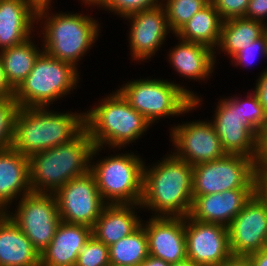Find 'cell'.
<instances>
[{
    "mask_svg": "<svg viewBox=\"0 0 267 266\" xmlns=\"http://www.w3.org/2000/svg\"><path fill=\"white\" fill-rule=\"evenodd\" d=\"M141 210L140 204H107L92 227V236L107 246L118 242L141 226Z\"/></svg>",
    "mask_w": 267,
    "mask_h": 266,
    "instance_id": "obj_23",
    "label": "cell"
},
{
    "mask_svg": "<svg viewBox=\"0 0 267 266\" xmlns=\"http://www.w3.org/2000/svg\"><path fill=\"white\" fill-rule=\"evenodd\" d=\"M61 221L94 226L107 203L91 171L72 178L55 193Z\"/></svg>",
    "mask_w": 267,
    "mask_h": 266,
    "instance_id": "obj_12",
    "label": "cell"
},
{
    "mask_svg": "<svg viewBox=\"0 0 267 266\" xmlns=\"http://www.w3.org/2000/svg\"><path fill=\"white\" fill-rule=\"evenodd\" d=\"M253 160L256 171L267 170V121L257 132L256 152Z\"/></svg>",
    "mask_w": 267,
    "mask_h": 266,
    "instance_id": "obj_36",
    "label": "cell"
},
{
    "mask_svg": "<svg viewBox=\"0 0 267 266\" xmlns=\"http://www.w3.org/2000/svg\"><path fill=\"white\" fill-rule=\"evenodd\" d=\"M80 70L43 51L30 74L15 90L13 98L23 108L50 107L77 91L83 76Z\"/></svg>",
    "mask_w": 267,
    "mask_h": 266,
    "instance_id": "obj_8",
    "label": "cell"
},
{
    "mask_svg": "<svg viewBox=\"0 0 267 266\" xmlns=\"http://www.w3.org/2000/svg\"><path fill=\"white\" fill-rule=\"evenodd\" d=\"M140 266H170L166 261L149 255Z\"/></svg>",
    "mask_w": 267,
    "mask_h": 266,
    "instance_id": "obj_45",
    "label": "cell"
},
{
    "mask_svg": "<svg viewBox=\"0 0 267 266\" xmlns=\"http://www.w3.org/2000/svg\"><path fill=\"white\" fill-rule=\"evenodd\" d=\"M255 194L258 195L267 205V170L256 171Z\"/></svg>",
    "mask_w": 267,
    "mask_h": 266,
    "instance_id": "obj_39",
    "label": "cell"
},
{
    "mask_svg": "<svg viewBox=\"0 0 267 266\" xmlns=\"http://www.w3.org/2000/svg\"><path fill=\"white\" fill-rule=\"evenodd\" d=\"M233 256H248L267 246V205L255 193L228 226Z\"/></svg>",
    "mask_w": 267,
    "mask_h": 266,
    "instance_id": "obj_14",
    "label": "cell"
},
{
    "mask_svg": "<svg viewBox=\"0 0 267 266\" xmlns=\"http://www.w3.org/2000/svg\"><path fill=\"white\" fill-rule=\"evenodd\" d=\"M181 122L168 128L171 152L177 158L194 166L226 155L209 118Z\"/></svg>",
    "mask_w": 267,
    "mask_h": 266,
    "instance_id": "obj_11",
    "label": "cell"
},
{
    "mask_svg": "<svg viewBox=\"0 0 267 266\" xmlns=\"http://www.w3.org/2000/svg\"><path fill=\"white\" fill-rule=\"evenodd\" d=\"M37 12L24 0H0V51L35 35Z\"/></svg>",
    "mask_w": 267,
    "mask_h": 266,
    "instance_id": "obj_22",
    "label": "cell"
},
{
    "mask_svg": "<svg viewBox=\"0 0 267 266\" xmlns=\"http://www.w3.org/2000/svg\"><path fill=\"white\" fill-rule=\"evenodd\" d=\"M169 152L151 165L144 162L140 205L150 216L186 217L193 203V166Z\"/></svg>",
    "mask_w": 267,
    "mask_h": 266,
    "instance_id": "obj_1",
    "label": "cell"
},
{
    "mask_svg": "<svg viewBox=\"0 0 267 266\" xmlns=\"http://www.w3.org/2000/svg\"><path fill=\"white\" fill-rule=\"evenodd\" d=\"M252 91L257 95L260 104L263 106L264 113L267 116V66L258 74Z\"/></svg>",
    "mask_w": 267,
    "mask_h": 266,
    "instance_id": "obj_38",
    "label": "cell"
},
{
    "mask_svg": "<svg viewBox=\"0 0 267 266\" xmlns=\"http://www.w3.org/2000/svg\"><path fill=\"white\" fill-rule=\"evenodd\" d=\"M14 93L15 90L6 79L5 70L0 58V99L11 98L14 96Z\"/></svg>",
    "mask_w": 267,
    "mask_h": 266,
    "instance_id": "obj_40",
    "label": "cell"
},
{
    "mask_svg": "<svg viewBox=\"0 0 267 266\" xmlns=\"http://www.w3.org/2000/svg\"><path fill=\"white\" fill-rule=\"evenodd\" d=\"M239 96V114L241 120L246 123L256 134L267 121L263 106L257 95L252 91L247 92L245 97Z\"/></svg>",
    "mask_w": 267,
    "mask_h": 266,
    "instance_id": "obj_30",
    "label": "cell"
},
{
    "mask_svg": "<svg viewBox=\"0 0 267 266\" xmlns=\"http://www.w3.org/2000/svg\"><path fill=\"white\" fill-rule=\"evenodd\" d=\"M95 145L86 129L65 144L29 157V183L34 193H55L72 178L90 171Z\"/></svg>",
    "mask_w": 267,
    "mask_h": 266,
    "instance_id": "obj_6",
    "label": "cell"
},
{
    "mask_svg": "<svg viewBox=\"0 0 267 266\" xmlns=\"http://www.w3.org/2000/svg\"><path fill=\"white\" fill-rule=\"evenodd\" d=\"M244 18L267 26V0H250Z\"/></svg>",
    "mask_w": 267,
    "mask_h": 266,
    "instance_id": "obj_37",
    "label": "cell"
},
{
    "mask_svg": "<svg viewBox=\"0 0 267 266\" xmlns=\"http://www.w3.org/2000/svg\"><path fill=\"white\" fill-rule=\"evenodd\" d=\"M19 107L11 147L26 157L75 139L85 129V110Z\"/></svg>",
    "mask_w": 267,
    "mask_h": 266,
    "instance_id": "obj_3",
    "label": "cell"
},
{
    "mask_svg": "<svg viewBox=\"0 0 267 266\" xmlns=\"http://www.w3.org/2000/svg\"><path fill=\"white\" fill-rule=\"evenodd\" d=\"M252 266H267V246L258 252L248 255Z\"/></svg>",
    "mask_w": 267,
    "mask_h": 266,
    "instance_id": "obj_41",
    "label": "cell"
},
{
    "mask_svg": "<svg viewBox=\"0 0 267 266\" xmlns=\"http://www.w3.org/2000/svg\"><path fill=\"white\" fill-rule=\"evenodd\" d=\"M254 193L255 188H237L221 193L194 196L189 216L199 222L228 227Z\"/></svg>",
    "mask_w": 267,
    "mask_h": 266,
    "instance_id": "obj_18",
    "label": "cell"
},
{
    "mask_svg": "<svg viewBox=\"0 0 267 266\" xmlns=\"http://www.w3.org/2000/svg\"><path fill=\"white\" fill-rule=\"evenodd\" d=\"M173 37L178 42L169 48L166 61L176 71L175 74L185 78V81L208 82L217 69L214 50L200 43L182 40L175 35Z\"/></svg>",
    "mask_w": 267,
    "mask_h": 266,
    "instance_id": "obj_19",
    "label": "cell"
},
{
    "mask_svg": "<svg viewBox=\"0 0 267 266\" xmlns=\"http://www.w3.org/2000/svg\"><path fill=\"white\" fill-rule=\"evenodd\" d=\"M115 90L85 109V129L95 146L126 149L153 126Z\"/></svg>",
    "mask_w": 267,
    "mask_h": 266,
    "instance_id": "obj_5",
    "label": "cell"
},
{
    "mask_svg": "<svg viewBox=\"0 0 267 266\" xmlns=\"http://www.w3.org/2000/svg\"><path fill=\"white\" fill-rule=\"evenodd\" d=\"M117 88L131 107L143 115L151 125L162 119L193 113L202 107L203 98L185 83L146 77L126 80ZM184 84V85H183ZM200 96V97H199ZM202 102V103H201ZM161 119V120H160ZM156 123V124H155Z\"/></svg>",
    "mask_w": 267,
    "mask_h": 266,
    "instance_id": "obj_4",
    "label": "cell"
},
{
    "mask_svg": "<svg viewBox=\"0 0 267 266\" xmlns=\"http://www.w3.org/2000/svg\"><path fill=\"white\" fill-rule=\"evenodd\" d=\"M18 109L19 106L13 97L0 99V150L12 145Z\"/></svg>",
    "mask_w": 267,
    "mask_h": 266,
    "instance_id": "obj_31",
    "label": "cell"
},
{
    "mask_svg": "<svg viewBox=\"0 0 267 266\" xmlns=\"http://www.w3.org/2000/svg\"><path fill=\"white\" fill-rule=\"evenodd\" d=\"M170 266H200L198 264H195L192 260L189 258H186L182 261H178L176 263L170 264Z\"/></svg>",
    "mask_w": 267,
    "mask_h": 266,
    "instance_id": "obj_46",
    "label": "cell"
},
{
    "mask_svg": "<svg viewBox=\"0 0 267 266\" xmlns=\"http://www.w3.org/2000/svg\"><path fill=\"white\" fill-rule=\"evenodd\" d=\"M109 246L91 236L79 252L75 266H107Z\"/></svg>",
    "mask_w": 267,
    "mask_h": 266,
    "instance_id": "obj_32",
    "label": "cell"
},
{
    "mask_svg": "<svg viewBox=\"0 0 267 266\" xmlns=\"http://www.w3.org/2000/svg\"><path fill=\"white\" fill-rule=\"evenodd\" d=\"M148 256V239L142 225L130 235L109 246V260L113 264L140 266Z\"/></svg>",
    "mask_w": 267,
    "mask_h": 266,
    "instance_id": "obj_28",
    "label": "cell"
},
{
    "mask_svg": "<svg viewBox=\"0 0 267 266\" xmlns=\"http://www.w3.org/2000/svg\"><path fill=\"white\" fill-rule=\"evenodd\" d=\"M29 158L12 147L0 150V212L31 193Z\"/></svg>",
    "mask_w": 267,
    "mask_h": 266,
    "instance_id": "obj_21",
    "label": "cell"
},
{
    "mask_svg": "<svg viewBox=\"0 0 267 266\" xmlns=\"http://www.w3.org/2000/svg\"><path fill=\"white\" fill-rule=\"evenodd\" d=\"M267 32V26L259 21L244 17L223 20L220 40L214 51L216 66L219 61L218 54L224 53L230 60L253 41L259 39ZM229 55V56H228ZM217 57V58H216Z\"/></svg>",
    "mask_w": 267,
    "mask_h": 266,
    "instance_id": "obj_25",
    "label": "cell"
},
{
    "mask_svg": "<svg viewBox=\"0 0 267 266\" xmlns=\"http://www.w3.org/2000/svg\"><path fill=\"white\" fill-rule=\"evenodd\" d=\"M250 0H212L210 3L223 20L245 17Z\"/></svg>",
    "mask_w": 267,
    "mask_h": 266,
    "instance_id": "obj_35",
    "label": "cell"
},
{
    "mask_svg": "<svg viewBox=\"0 0 267 266\" xmlns=\"http://www.w3.org/2000/svg\"><path fill=\"white\" fill-rule=\"evenodd\" d=\"M162 4V0H109L100 10L111 12L119 18H125L133 13L152 9Z\"/></svg>",
    "mask_w": 267,
    "mask_h": 266,
    "instance_id": "obj_33",
    "label": "cell"
},
{
    "mask_svg": "<svg viewBox=\"0 0 267 266\" xmlns=\"http://www.w3.org/2000/svg\"><path fill=\"white\" fill-rule=\"evenodd\" d=\"M27 2L36 12L46 9V8H53L54 0H24Z\"/></svg>",
    "mask_w": 267,
    "mask_h": 266,
    "instance_id": "obj_43",
    "label": "cell"
},
{
    "mask_svg": "<svg viewBox=\"0 0 267 266\" xmlns=\"http://www.w3.org/2000/svg\"><path fill=\"white\" fill-rule=\"evenodd\" d=\"M254 160L239 154L193 166V197L237 188H255Z\"/></svg>",
    "mask_w": 267,
    "mask_h": 266,
    "instance_id": "obj_9",
    "label": "cell"
},
{
    "mask_svg": "<svg viewBox=\"0 0 267 266\" xmlns=\"http://www.w3.org/2000/svg\"><path fill=\"white\" fill-rule=\"evenodd\" d=\"M92 236V228L61 221L49 245L40 254V266H75L79 252Z\"/></svg>",
    "mask_w": 267,
    "mask_h": 266,
    "instance_id": "obj_20",
    "label": "cell"
},
{
    "mask_svg": "<svg viewBox=\"0 0 267 266\" xmlns=\"http://www.w3.org/2000/svg\"><path fill=\"white\" fill-rule=\"evenodd\" d=\"M82 5L81 6H85L84 8H87L86 11H88V9L92 10L91 8H97V9H101L109 0H78Z\"/></svg>",
    "mask_w": 267,
    "mask_h": 266,
    "instance_id": "obj_44",
    "label": "cell"
},
{
    "mask_svg": "<svg viewBox=\"0 0 267 266\" xmlns=\"http://www.w3.org/2000/svg\"><path fill=\"white\" fill-rule=\"evenodd\" d=\"M102 150H109L108 156L99 157ZM111 150L113 154L110 153ZM119 150L122 151V148L106 149L95 146L91 155L90 171L96 179L102 199L107 204H140L146 159L136 153L137 151L123 150V153Z\"/></svg>",
    "mask_w": 267,
    "mask_h": 266,
    "instance_id": "obj_7",
    "label": "cell"
},
{
    "mask_svg": "<svg viewBox=\"0 0 267 266\" xmlns=\"http://www.w3.org/2000/svg\"><path fill=\"white\" fill-rule=\"evenodd\" d=\"M35 37L33 35L21 44L0 51L6 79L14 90L30 74L36 59L44 51L42 43L34 40Z\"/></svg>",
    "mask_w": 267,
    "mask_h": 266,
    "instance_id": "obj_26",
    "label": "cell"
},
{
    "mask_svg": "<svg viewBox=\"0 0 267 266\" xmlns=\"http://www.w3.org/2000/svg\"><path fill=\"white\" fill-rule=\"evenodd\" d=\"M141 225L147 234L149 255L169 264L187 258L184 217L150 216Z\"/></svg>",
    "mask_w": 267,
    "mask_h": 266,
    "instance_id": "obj_17",
    "label": "cell"
},
{
    "mask_svg": "<svg viewBox=\"0 0 267 266\" xmlns=\"http://www.w3.org/2000/svg\"><path fill=\"white\" fill-rule=\"evenodd\" d=\"M210 122L226 154H239L254 159L257 134L241 120L239 95L224 96L215 104Z\"/></svg>",
    "mask_w": 267,
    "mask_h": 266,
    "instance_id": "obj_15",
    "label": "cell"
},
{
    "mask_svg": "<svg viewBox=\"0 0 267 266\" xmlns=\"http://www.w3.org/2000/svg\"><path fill=\"white\" fill-rule=\"evenodd\" d=\"M0 266H40L39 252L5 212H0Z\"/></svg>",
    "mask_w": 267,
    "mask_h": 266,
    "instance_id": "obj_24",
    "label": "cell"
},
{
    "mask_svg": "<svg viewBox=\"0 0 267 266\" xmlns=\"http://www.w3.org/2000/svg\"><path fill=\"white\" fill-rule=\"evenodd\" d=\"M187 258L200 266H219L230 256L228 227L184 217Z\"/></svg>",
    "mask_w": 267,
    "mask_h": 266,
    "instance_id": "obj_16",
    "label": "cell"
},
{
    "mask_svg": "<svg viewBox=\"0 0 267 266\" xmlns=\"http://www.w3.org/2000/svg\"><path fill=\"white\" fill-rule=\"evenodd\" d=\"M78 12L81 11L55 12L51 8L42 9L37 12L36 27V36L39 35L36 39L41 37L44 52L77 69L83 57L89 54L101 37L102 31L101 21L96 16L93 18L91 13Z\"/></svg>",
    "mask_w": 267,
    "mask_h": 266,
    "instance_id": "obj_2",
    "label": "cell"
},
{
    "mask_svg": "<svg viewBox=\"0 0 267 266\" xmlns=\"http://www.w3.org/2000/svg\"><path fill=\"white\" fill-rule=\"evenodd\" d=\"M219 266H252V264L248 256L231 255L226 261H223Z\"/></svg>",
    "mask_w": 267,
    "mask_h": 266,
    "instance_id": "obj_42",
    "label": "cell"
},
{
    "mask_svg": "<svg viewBox=\"0 0 267 266\" xmlns=\"http://www.w3.org/2000/svg\"><path fill=\"white\" fill-rule=\"evenodd\" d=\"M17 202L5 213L41 254L52 241L56 228L61 222L55 195L31 192Z\"/></svg>",
    "mask_w": 267,
    "mask_h": 266,
    "instance_id": "obj_10",
    "label": "cell"
},
{
    "mask_svg": "<svg viewBox=\"0 0 267 266\" xmlns=\"http://www.w3.org/2000/svg\"><path fill=\"white\" fill-rule=\"evenodd\" d=\"M209 2L206 0H162L168 26L174 35Z\"/></svg>",
    "mask_w": 267,
    "mask_h": 266,
    "instance_id": "obj_29",
    "label": "cell"
},
{
    "mask_svg": "<svg viewBox=\"0 0 267 266\" xmlns=\"http://www.w3.org/2000/svg\"><path fill=\"white\" fill-rule=\"evenodd\" d=\"M107 266H123V265H117L110 262Z\"/></svg>",
    "mask_w": 267,
    "mask_h": 266,
    "instance_id": "obj_47",
    "label": "cell"
},
{
    "mask_svg": "<svg viewBox=\"0 0 267 266\" xmlns=\"http://www.w3.org/2000/svg\"><path fill=\"white\" fill-rule=\"evenodd\" d=\"M223 19L211 3L196 12L174 35L200 43L215 51L219 44Z\"/></svg>",
    "mask_w": 267,
    "mask_h": 266,
    "instance_id": "obj_27",
    "label": "cell"
},
{
    "mask_svg": "<svg viewBox=\"0 0 267 266\" xmlns=\"http://www.w3.org/2000/svg\"><path fill=\"white\" fill-rule=\"evenodd\" d=\"M129 26L126 34L131 55V61L151 62L153 56L159 53L168 40L167 37L173 35L166 18L165 9L162 5L133 13L123 21ZM171 33V35H170ZM166 40V41H165ZM149 60V61H147Z\"/></svg>",
    "mask_w": 267,
    "mask_h": 266,
    "instance_id": "obj_13",
    "label": "cell"
},
{
    "mask_svg": "<svg viewBox=\"0 0 267 266\" xmlns=\"http://www.w3.org/2000/svg\"><path fill=\"white\" fill-rule=\"evenodd\" d=\"M260 57V58H258ZM265 58L267 60V32L259 39L250 43L244 49H241L230 61L233 67L250 69L255 65L257 59ZM250 65V66H249ZM252 65V66H251Z\"/></svg>",
    "mask_w": 267,
    "mask_h": 266,
    "instance_id": "obj_34",
    "label": "cell"
}]
</instances>
